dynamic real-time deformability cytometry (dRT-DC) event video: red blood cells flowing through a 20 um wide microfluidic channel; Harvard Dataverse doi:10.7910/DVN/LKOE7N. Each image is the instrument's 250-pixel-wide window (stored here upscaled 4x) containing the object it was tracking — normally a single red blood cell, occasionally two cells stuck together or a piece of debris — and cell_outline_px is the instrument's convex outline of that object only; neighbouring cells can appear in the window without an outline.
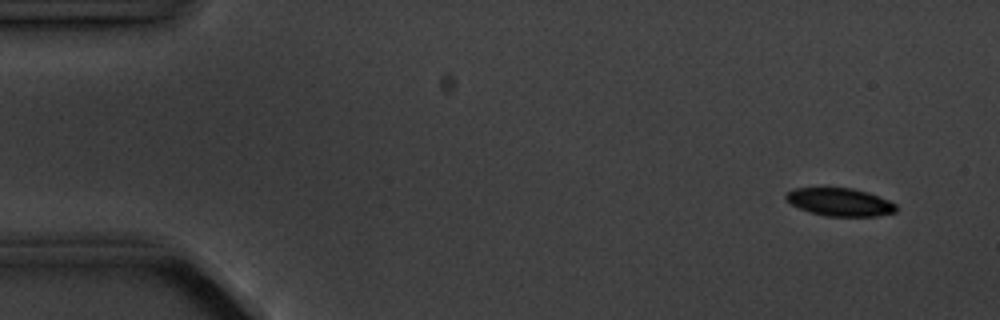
{"species": "common noctule bat (a hibernating species)", "species_latin": "Nyctalus noctula", "temperature_condition": "cold", "stored_images_in_passage": 8, "camera_frame_rate_fps": 3000, "um_per_image_px": 0.085, "animal": {"sex": "male", "body_mass_g": 20.1, "forearm_length_mm": 53.5}, "frame": {"image": 1, "passage_image": 1, "time_ms": 0.0, "image_size_px": [1000, 320], "cell_outline_px": [[896, 212], [876, 216], [824, 216], [808, 212], [784, 200], [784, 192], [796, 188], [852, 188], [868, 192], [888, 200], [896, 204]], "centroid_in_image_um": [71.34, 17.17], "position_along_channel_um": 13.7, "area_um2": 18.03}}
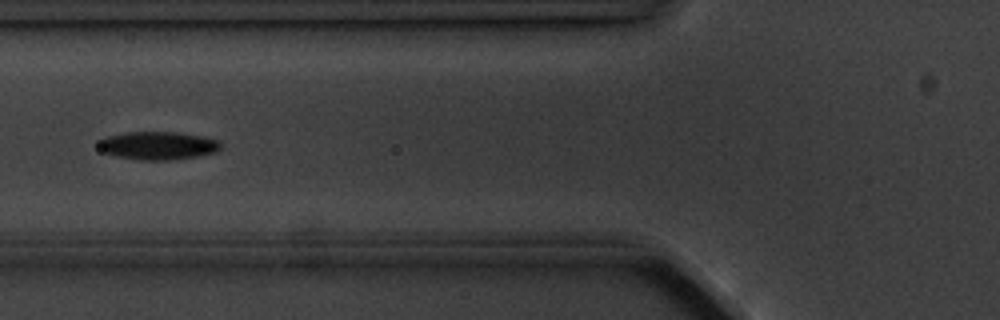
{"frame": {"image": 2, "passage_image": 6, "time_ms": 5.667, "image_size_px": [1000, 320], "cell_outline_px": [[220, 148], [216, 152], [196, 156], [172, 160], [140, 160], [116, 156], [104, 152], [100, 148], [100, 140], [104, 136], [124, 132], [176, 132], [204, 136], [220, 140]], "centroid_in_image_um": [13.44, 12.36], "position_along_channel_um": 112.4, "area_um2": 20.06}}